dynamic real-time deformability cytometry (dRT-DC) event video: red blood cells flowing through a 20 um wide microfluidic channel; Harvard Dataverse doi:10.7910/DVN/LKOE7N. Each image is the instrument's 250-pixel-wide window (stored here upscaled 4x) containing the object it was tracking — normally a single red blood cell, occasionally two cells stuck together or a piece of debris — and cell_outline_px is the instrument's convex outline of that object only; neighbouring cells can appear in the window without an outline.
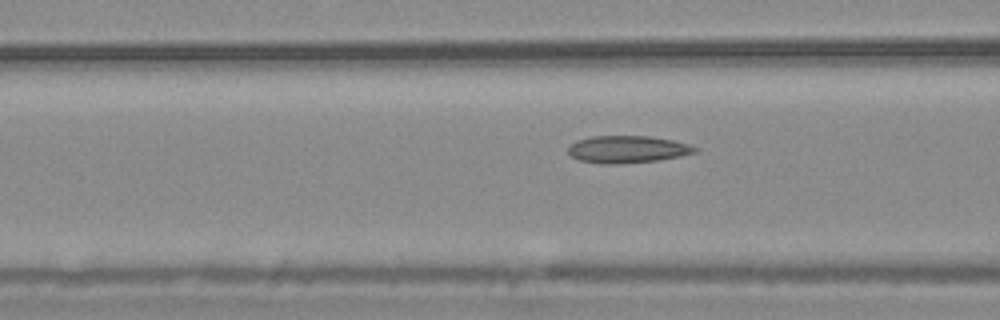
{"species": "common noctule bat (a hibernating species)", "species_latin": "Nyctalus noctula", "temperature_condition": "warm", "stored_images_in_passage": 55, "camera_frame_rate_fps": 3000, "um_per_image_px": 0.085, "animal": {"sex": "male", "body_mass_g": 20.4}, "frame": {"image": 1, "passage_image": 21, "time_ms": 6.667, "image_size_px": [1000, 320], "cell_outline_px": [[700, 148], [696, 152], [680, 156], [656, 160], [620, 164], [604, 164], [580, 160], [572, 156], [568, 152], [568, 148], [576, 140], [592, 136], [648, 136], [672, 140], [688, 144]], "centroid_in_image_um": [53.34, 12.69], "position_along_channel_um": 113.3, "area_um2": 20.0}}
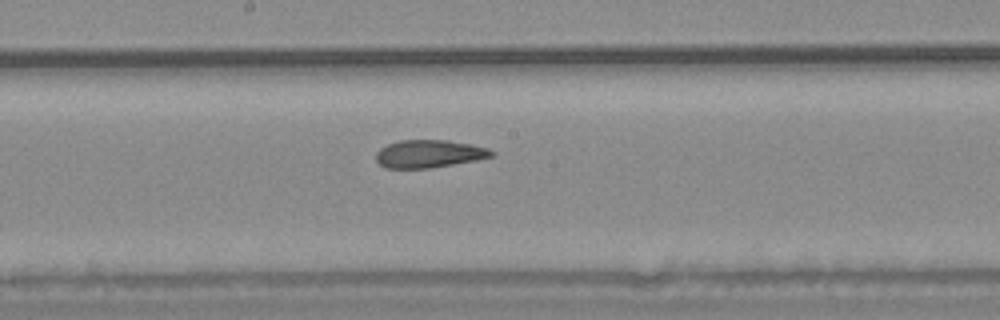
{"frame": {"image": 2, "passage_image": 29, "time_ms": 9.333, "image_size_px": [1000, 320], "cell_outline_px": [[496, 156], [476, 160], [428, 168], [384, 168], [376, 160], [376, 152], [380, 148], [388, 144], [400, 140], [448, 140], [488, 148], [496, 152]], "centroid_in_image_um": [36.48, 13.07], "position_along_channel_um": 211.7, "area_um2": 18.67}}
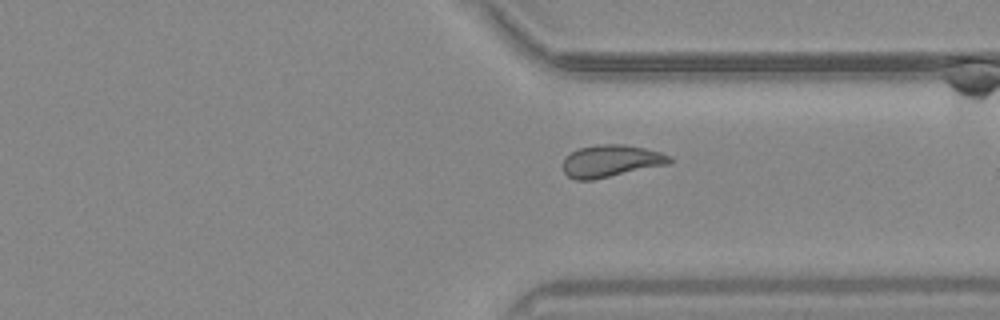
{"frame": {"image": 3, "passage_image": 41, "time_ms": 13.333, "image_size_px": [1000, 320], "cell_outline_px": [[672, 164], [592, 180], [576, 180], [568, 176], [564, 172], [564, 156], [580, 148], [596, 144], [624, 144], [644, 148], [660, 152], [672, 156]], "centroid_in_image_um": [51.97, 13.68], "position_along_channel_um": 359.4, "area_um2": 20.17}, "authors_computed_cell_mechanics": {"area_um2": 20.519, "velocity_mm_per_s": 3.6906, "shape_relaxation_time_tau1_ms": null, "shape_relaxation_time_tau2_ms": 1.8817, "deformation_change_tau1": null, "deformation_change_tau2": 0.0801}}